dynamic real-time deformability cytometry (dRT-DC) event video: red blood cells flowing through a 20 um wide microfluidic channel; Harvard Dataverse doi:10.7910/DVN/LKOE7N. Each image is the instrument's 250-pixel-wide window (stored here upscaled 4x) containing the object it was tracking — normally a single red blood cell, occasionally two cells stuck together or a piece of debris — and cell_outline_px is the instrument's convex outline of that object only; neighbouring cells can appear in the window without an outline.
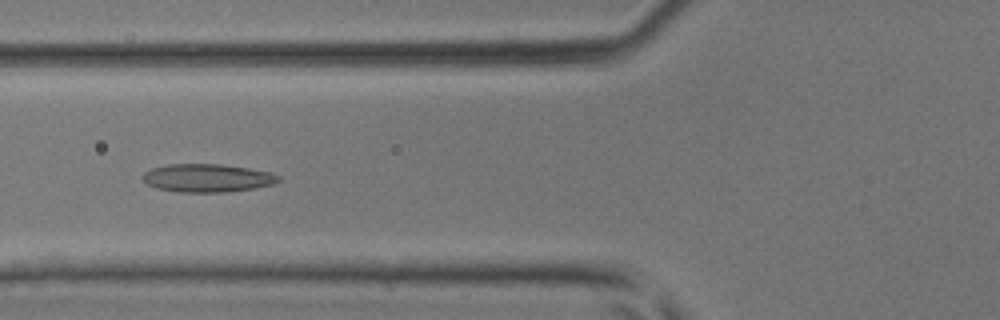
{"species": "common noctule bat (a hibernating species)", "species_latin": "Nyctalus noctula", "temperature_condition": "room temperature", "stored_images_in_passage": 44, "camera_frame_rate_fps": 3000, "um_per_image_px": 0.085, "animal": {"sex": "male", "body_mass_g": 17.9, "forearm_length_mm": 54.2}, "frame": {"image": 1, "passage_image": 17, "time_ms": 5.333, "image_size_px": [1000, 320], "cell_outline_px": [[280, 180], [272, 184], [252, 188], [224, 192], [180, 192], [156, 188], [148, 184], [144, 180], [144, 172], [152, 168], [168, 164], [220, 164], [248, 168], [272, 172], [280, 176]], "centroid_in_image_um": [17.63, 15.12], "position_along_channel_um": 108.2, "area_um2": 22.08}}
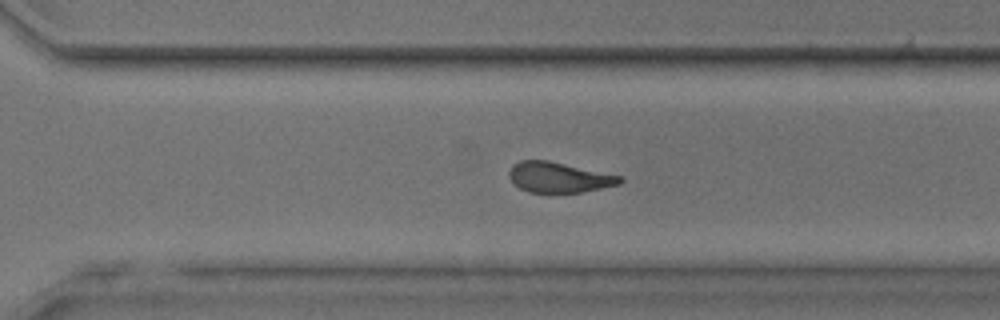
{"frame": {"image": 2, "passage_image": 31, "time_ms": 10.0, "image_size_px": [1000, 320], "cell_outline_px": [[624, 180], [620, 184], [580, 192], [528, 192], [520, 188], [508, 176], [508, 172], [512, 164], [520, 160], [548, 160], [624, 176]], "centroid_in_image_um": [47.52, 15.06], "position_along_channel_um": 323.1, "area_um2": 19.65}}
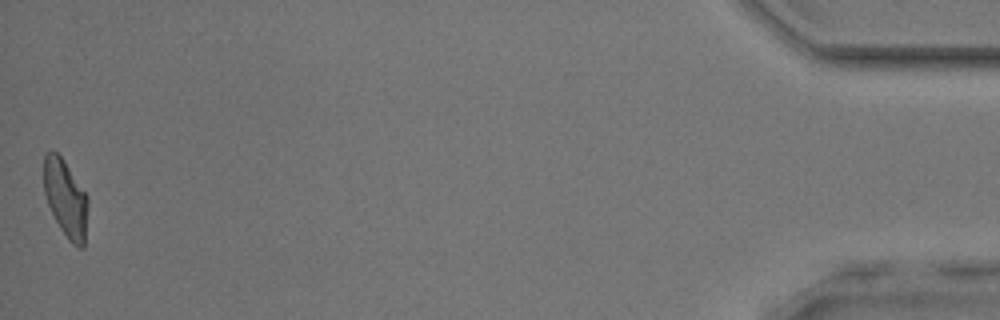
{"frame": {"image": 3, "passage_image": 44, "time_ms": 14.333, "image_size_px": [1000, 320], "cell_outline_px": [[88, 204], [84, 248], [76, 248], [68, 240], [60, 228], [48, 204], [44, 192], [44, 156], [48, 152], [56, 152], [64, 160], [88, 196]], "centroid_in_image_um": [5.6, 16.9], "position_along_channel_um": 429.6, "area_um2": 19.83}}